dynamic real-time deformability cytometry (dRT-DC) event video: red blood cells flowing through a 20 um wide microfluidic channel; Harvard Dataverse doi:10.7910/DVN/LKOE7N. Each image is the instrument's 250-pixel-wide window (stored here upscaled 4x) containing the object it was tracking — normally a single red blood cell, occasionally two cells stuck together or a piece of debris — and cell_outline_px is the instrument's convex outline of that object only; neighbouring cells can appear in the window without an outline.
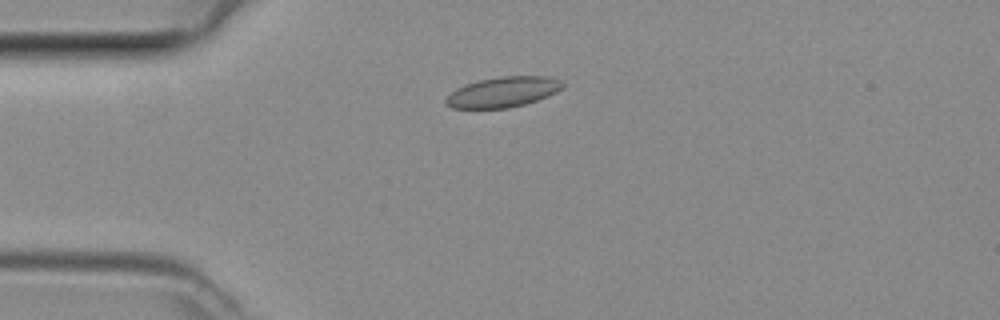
{"species": "common noctule bat (a hibernating species)", "species_latin": "Nyctalus noctula", "temperature_condition": "room temperature", "stored_images_in_passage": 45, "camera_frame_rate_fps": 3000, "um_per_image_px": 0.085, "animal": {"sex": "female", "body_mass_g": 29.2, "forearm_length_mm": 56.3}, "frame": {"image": 1, "passage_image": 9, "time_ms": 2.667, "image_size_px": [1000, 320], "cell_outline_px": [[564, 84], [556, 92], [548, 96], [524, 104], [508, 108], [452, 108], [444, 104], [444, 100], [456, 88], [464, 84], [480, 80], [500, 76], [548, 76], [560, 80]], "centroid_in_image_um": [42.72, 7.82], "position_along_channel_um": 42.3, "area_um2": 20.58}}
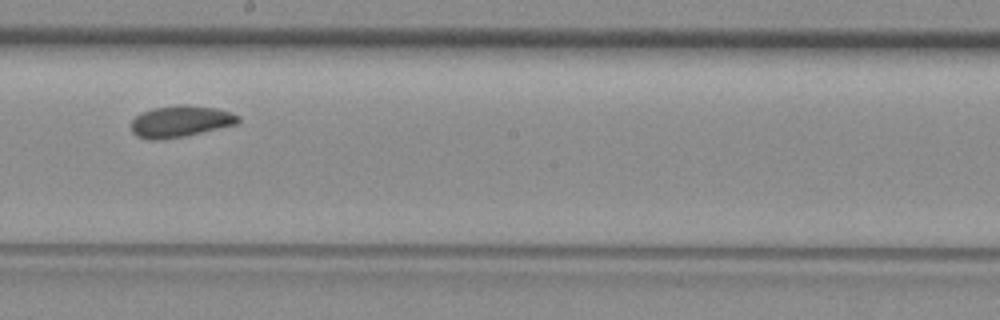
{"frame": {"image": 2, "passage_image": 24, "time_ms": 7.667, "image_size_px": [1000, 320], "cell_outline_px": [[240, 120], [236, 124], [184, 136], [156, 140], [148, 140], [136, 136], [132, 132], [132, 120], [136, 116], [152, 108], [176, 104], [184, 104], [216, 108], [240, 116]], "centroid_in_image_um": [15.31, 10.31], "position_along_channel_um": 232.9, "area_um2": 19.54}}
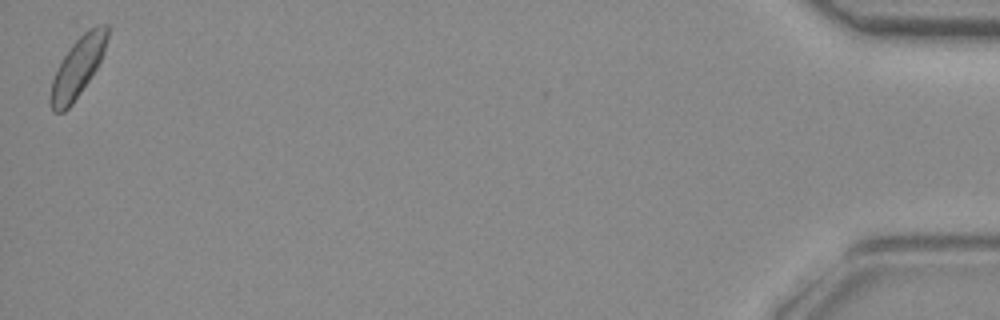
{"frame": {"image": 3, "passage_image": 45, "time_ms": 14.667, "image_size_px": [1000, 320], "cell_outline_px": [[108, 36], [104, 52], [92, 76], [72, 104], [64, 112], [52, 112], [48, 100], [52, 80], [64, 56], [72, 44], [84, 32], [100, 24], [108, 24]], "centroid_in_image_um": [6.59, 5.76], "position_along_channel_um": 428.6, "area_um2": 19.54}}